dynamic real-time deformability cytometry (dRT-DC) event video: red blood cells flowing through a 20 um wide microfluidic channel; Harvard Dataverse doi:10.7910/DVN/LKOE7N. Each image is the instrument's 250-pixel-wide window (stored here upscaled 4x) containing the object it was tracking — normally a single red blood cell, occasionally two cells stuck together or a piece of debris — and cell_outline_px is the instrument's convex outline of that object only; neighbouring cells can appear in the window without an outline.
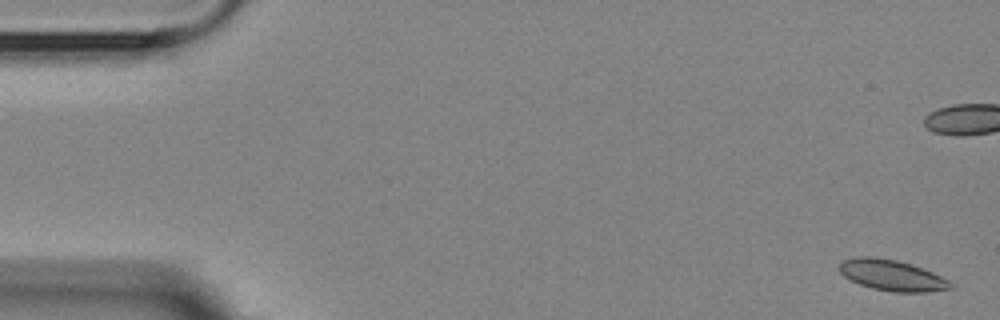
{"species": "Egyptian fruit bat (a non-hibernating species)", "species_latin": "Rousettus aegyptiacus", "temperature_condition": "room temperature", "stored_images_in_passage": 4, "camera_frame_rate_fps": 3000, "um_per_image_px": 0.085, "animal": {"sex": "female"}, "frame": {"image": 1, "passage_image": 1, "time_ms": 0.0, "image_size_px": [1000, 320], "cell_outline_px": [[956, 288], [928, 292], [892, 292], [872, 288], [860, 284], [844, 276], [840, 272], [840, 264], [844, 260], [860, 256], [872, 256], [896, 260], [912, 264], [932, 272], [956, 284]], "centroid_in_image_um": [75.88, 23.41], "position_along_channel_um": 9.1, "area_um2": 20.06}}
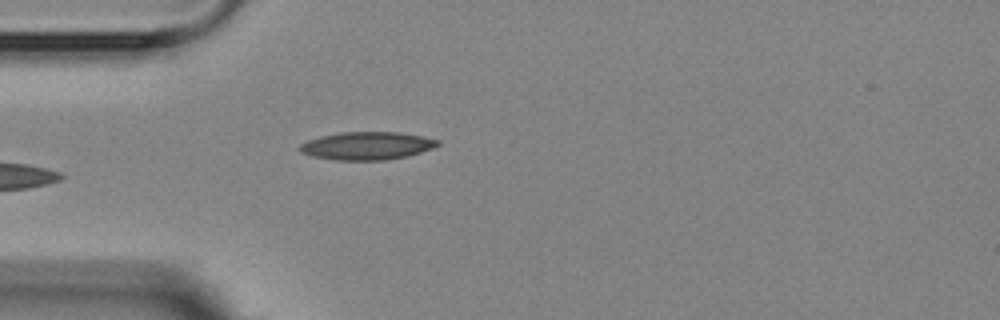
{"frame": {"image": 2, "passage_image": 4, "time_ms": 5.667, "image_size_px": [1000, 320], "cell_outline_px": [[440, 144], [432, 148], [420, 152], [404, 156], [384, 160], [336, 160], [312, 156], [300, 152], [296, 148], [300, 144], [308, 140], [320, 136], [340, 132], [400, 132], [424, 136], [440, 140]], "centroid_in_image_um": [31.16, 12.38], "position_along_channel_um": 53.8, "area_um2": 22.48}}